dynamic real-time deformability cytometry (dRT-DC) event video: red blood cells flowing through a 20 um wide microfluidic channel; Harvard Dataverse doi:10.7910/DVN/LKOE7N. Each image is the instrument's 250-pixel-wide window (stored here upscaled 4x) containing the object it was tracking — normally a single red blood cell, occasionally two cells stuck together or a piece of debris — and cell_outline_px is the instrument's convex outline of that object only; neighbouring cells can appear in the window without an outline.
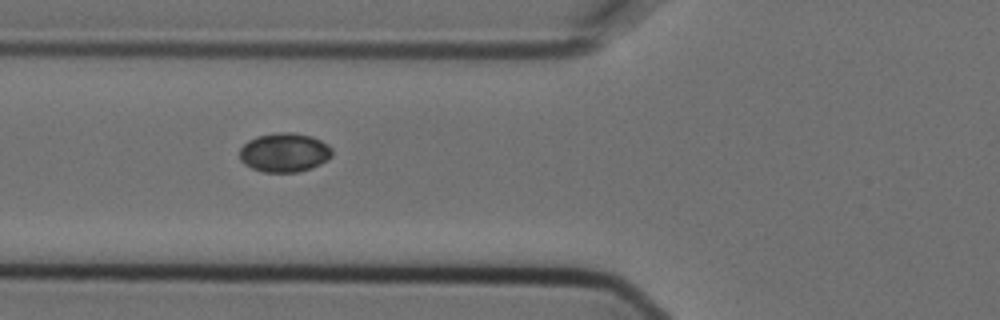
{"species": "Egyptian fruit bat (a non-hibernating species)", "species_latin": "Rousettus aegyptiacus", "temperature_condition": "cold", "stored_images_in_passage": 5, "camera_frame_rate_fps": 3000, "um_per_image_px": 0.085, "animal": {"sex": "female"}, "frame": {"image": 1, "passage_image": 4, "time_ms": 1.0, "image_size_px": [1000, 320], "cell_outline_px": [[332, 156], [328, 160], [320, 164], [300, 172], [264, 172], [252, 168], [244, 164], [240, 160], [240, 148], [248, 140], [256, 136], [276, 132], [292, 132], [312, 136], [328, 144], [332, 148]], "centroid_in_image_um": [24.18, 12.95], "position_along_channel_um": 101.6, "area_um2": 21.27}}
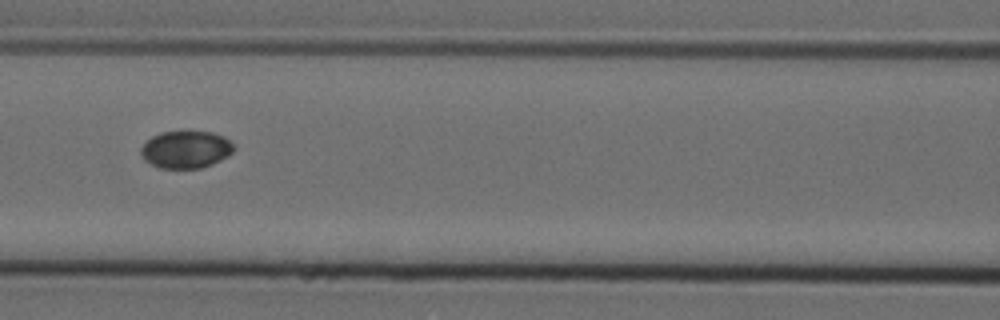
{"frame": {"image": 2, "passage_image": 5, "time_ms": 1.333, "image_size_px": [1000, 320], "cell_outline_px": [[232, 152], [228, 156], [212, 164], [200, 168], [160, 168], [144, 160], [140, 152], [140, 148], [152, 136], [160, 132], [212, 132], [224, 136], [232, 144]], "centroid_in_image_um": [15.77, 12.71], "position_along_channel_um": 150.8, "area_um2": 20.0}}